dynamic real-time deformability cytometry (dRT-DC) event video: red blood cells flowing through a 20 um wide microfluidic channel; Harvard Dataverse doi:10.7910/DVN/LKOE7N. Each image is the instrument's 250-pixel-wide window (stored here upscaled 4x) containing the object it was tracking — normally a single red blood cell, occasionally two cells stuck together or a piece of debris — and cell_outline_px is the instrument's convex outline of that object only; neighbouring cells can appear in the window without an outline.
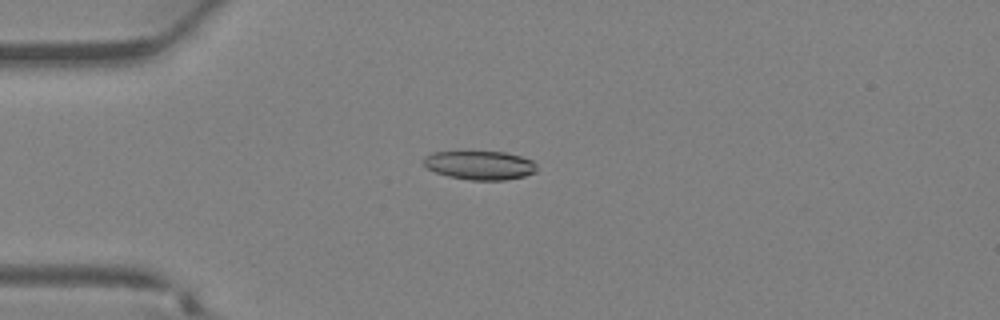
{"species": "Egyptian fruit bat (a non-hibernating species)", "species_latin": "Rousettus aegyptiacus", "temperature_condition": "warm", "stored_images_in_passage": 37, "camera_frame_rate_fps": 3000, "um_per_image_px": 0.085, "animal": {"sex": "female"}, "frame": {"image": 1, "passage_image": 10, "time_ms": 3.0, "image_size_px": [1000, 320], "cell_outline_px": [[536, 172], [524, 176], [504, 180], [472, 180], [448, 176], [436, 172], [428, 168], [424, 164], [424, 156], [432, 152], [504, 152], [520, 156], [532, 160], [536, 164]], "centroid_in_image_um": [40.8, 14.04], "position_along_channel_um": 44.2, "area_um2": 18.84}}
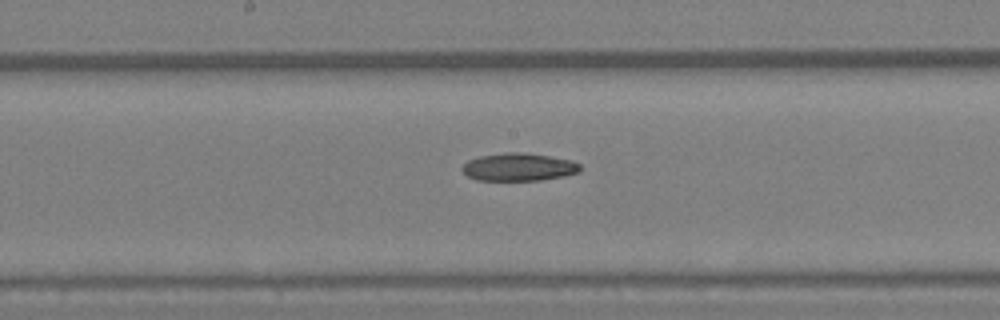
{"frame": {"image": 2, "passage_image": 20, "time_ms": 6.333, "image_size_px": [1000, 320], "cell_outline_px": [[580, 172], [564, 176], [540, 180], [476, 180], [468, 176], [460, 168], [468, 160], [480, 156], [504, 152], [520, 152], [548, 156], [572, 160], [580, 164]], "centroid_in_image_um": [44.08, 14.2], "position_along_channel_um": 204.1, "area_um2": 19.07}}
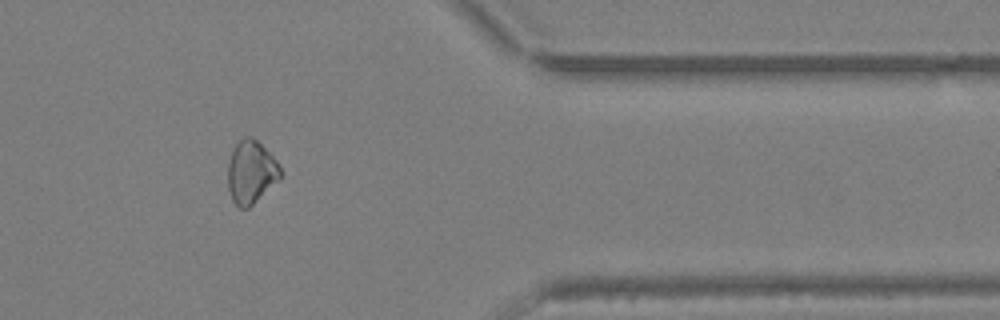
{"frame": {"image": 3, "passage_image": 31, "time_ms": 10.0, "image_size_px": [1000, 320], "cell_outline_px": [[280, 180], [248, 208], [240, 208], [232, 200], [228, 188], [228, 164], [232, 152], [236, 144], [240, 140], [248, 136], [252, 136], [276, 160], [280, 168]], "centroid_in_image_um": [21.33, 14.65], "position_along_channel_um": 390.1, "area_um2": 19.02}}